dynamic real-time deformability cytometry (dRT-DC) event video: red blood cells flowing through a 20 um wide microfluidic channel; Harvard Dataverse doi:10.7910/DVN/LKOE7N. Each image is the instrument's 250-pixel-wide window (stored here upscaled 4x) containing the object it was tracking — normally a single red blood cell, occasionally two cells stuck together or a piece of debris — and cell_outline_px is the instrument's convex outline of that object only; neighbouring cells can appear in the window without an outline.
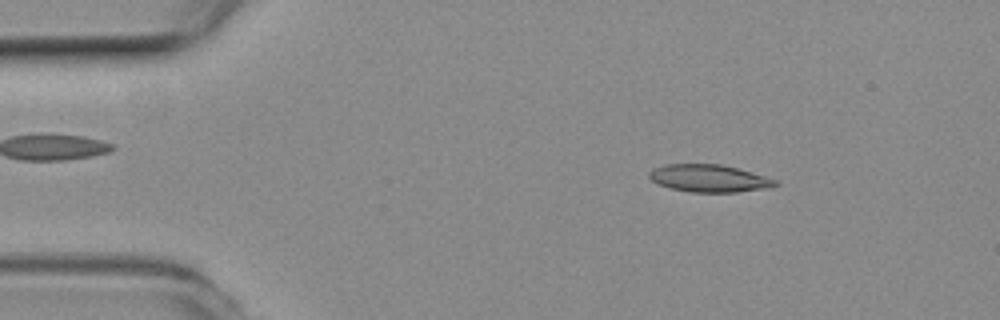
{"species": "common noctule bat (a hibernating species)", "species_latin": "Nyctalus noctula", "temperature_condition": "room temperature", "stored_images_in_passage": 53, "camera_frame_rate_fps": 3000, "um_per_image_px": 0.085, "animal": {"sex": "female", "body_mass_g": 19.3, "forearm_length_mm": 54.1}, "frame": {"image": 1, "passage_image": 7, "time_ms": 2.0, "image_size_px": [1000, 320], "cell_outline_px": [[780, 184], [768, 188], [736, 192], [692, 192], [672, 188], [660, 184], [652, 180], [648, 176], [648, 172], [652, 168], [664, 164], [720, 164], [752, 172], [780, 180]], "centroid_in_image_um": [60.31, 15.15], "position_along_channel_um": 24.7, "area_um2": 20.23}}
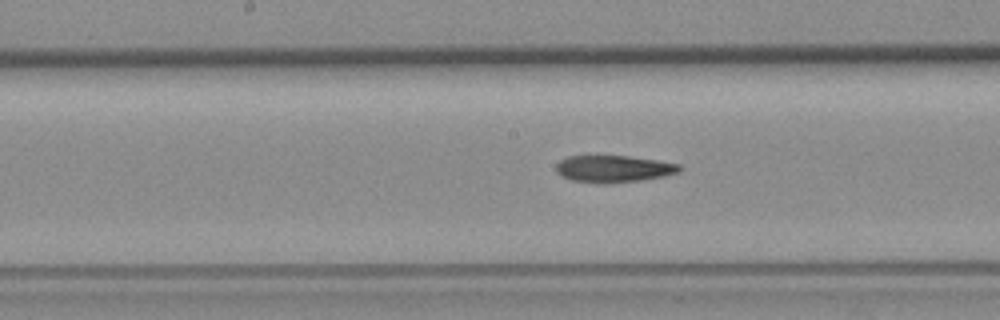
{"frame": {"image": 2, "passage_image": 26, "time_ms": 8.333, "image_size_px": [1000, 320], "cell_outline_px": [[684, 168], [680, 172], [664, 176], [640, 180], [608, 184], [596, 184], [572, 180], [560, 176], [556, 172], [556, 164], [560, 160], [568, 156], [628, 156], [656, 160], [680, 164]], "centroid_in_image_um": [52.15, 14.36], "position_along_channel_um": 196.1, "area_um2": 19.65}}
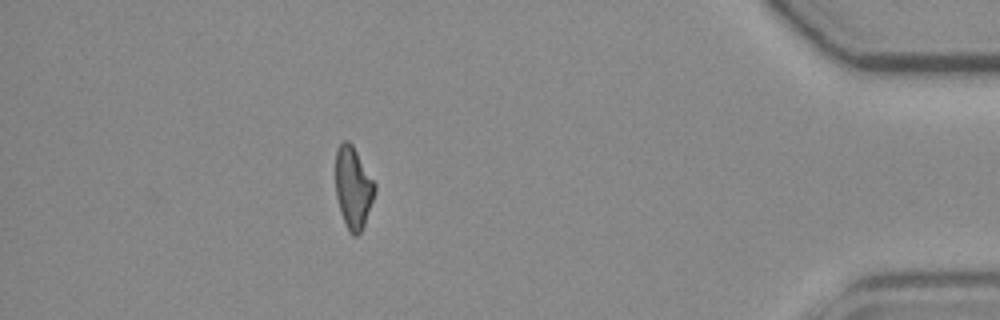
{"frame": {"image": 3, "passage_image": 47, "time_ms": 15.333, "image_size_px": [1000, 320], "cell_outline_px": [[376, 188], [364, 224], [360, 232], [356, 236], [352, 236], [348, 232], [340, 212], [336, 196], [336, 152], [340, 144], [344, 140], [348, 140], [352, 144], [376, 184]], "centroid_in_image_um": [30.01, 15.96], "position_along_channel_um": 405.2, "area_um2": 18.55}, "authors_computed_cell_mechanics": {"area_um2": 19.8832, "velocity_mm_per_s": 3.7564, "shape_relaxation_time_tau1_ms": null, "shape_relaxation_time_tau2_ms": 8.6838, "deformation_change_tau1": null, "deformation_change_tau2": 0.215}}